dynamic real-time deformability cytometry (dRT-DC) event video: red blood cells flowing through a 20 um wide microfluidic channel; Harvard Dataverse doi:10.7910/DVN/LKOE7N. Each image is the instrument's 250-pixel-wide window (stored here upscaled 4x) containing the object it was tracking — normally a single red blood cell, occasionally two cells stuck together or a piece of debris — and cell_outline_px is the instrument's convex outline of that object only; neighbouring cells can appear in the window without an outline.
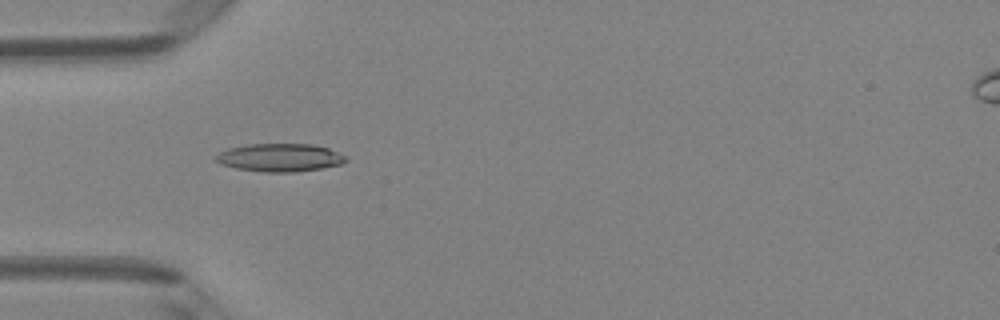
{"species": "Egyptian fruit bat (a non-hibernating species)", "species_latin": "Rousettus aegyptiacus", "temperature_condition": "room temperature", "stored_images_in_passage": 6, "camera_frame_rate_fps": 3000, "um_per_image_px": 0.085, "animal": {"sex": "female"}, "frame": {"image": 1, "passage_image": 4, "time_ms": 3.667, "image_size_px": [1000, 320], "cell_outline_px": [[348, 160], [340, 164], [320, 168], [296, 172], [264, 172], [236, 168], [220, 164], [212, 160], [212, 156], [228, 148], [248, 144], [312, 144], [328, 148], [348, 156]], "centroid_in_image_um": [23.75, 13.39], "position_along_channel_um": 61.3, "area_um2": 21.44}}
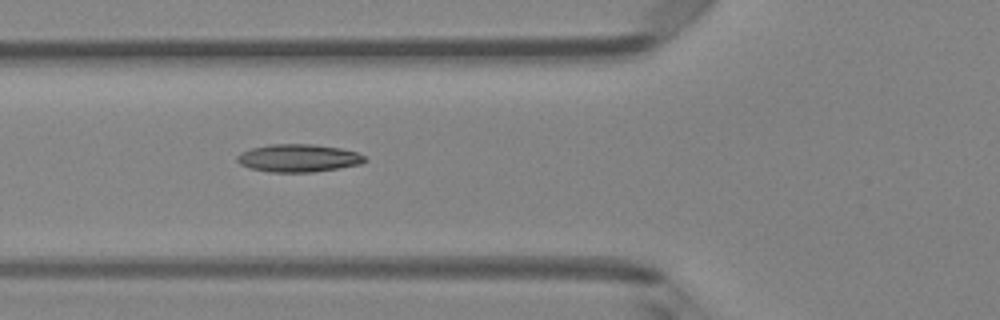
{"frame": {"image": 2, "passage_image": 5, "time_ms": 4.667, "image_size_px": [1000, 320], "cell_outline_px": [[368, 160], [360, 164], [340, 168], [312, 172], [268, 172], [248, 168], [240, 164], [236, 160], [236, 156], [240, 152], [252, 148], [272, 144], [312, 144], [340, 148], [356, 152], [364, 156]], "centroid_in_image_um": [25.34, 13.44], "position_along_channel_um": 100.5, "area_um2": 20.75}}
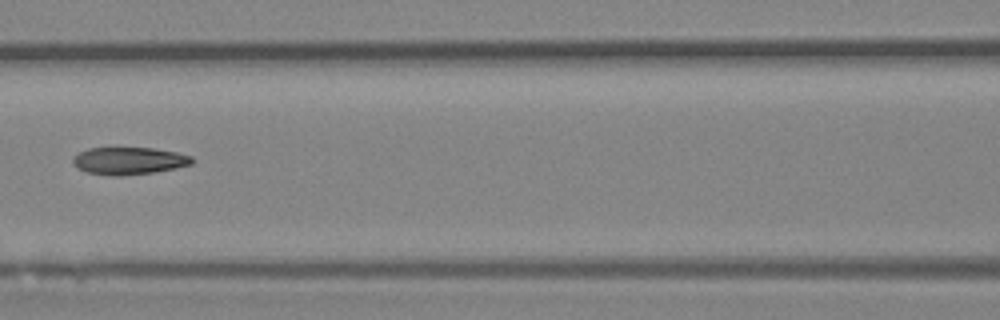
{"frame": {"image": 3, "passage_image": 6, "time_ms": 6.0, "image_size_px": [1000, 320], "cell_outline_px": [[196, 160], [192, 164], [176, 168], [152, 172], [120, 176], [112, 176], [88, 172], [76, 168], [72, 164], [72, 160], [80, 152], [88, 148], [112, 144], [152, 148], [176, 152], [192, 156]], "centroid_in_image_um": [10.93, 13.61], "position_along_channel_um": 155.7, "area_um2": 19.88}}